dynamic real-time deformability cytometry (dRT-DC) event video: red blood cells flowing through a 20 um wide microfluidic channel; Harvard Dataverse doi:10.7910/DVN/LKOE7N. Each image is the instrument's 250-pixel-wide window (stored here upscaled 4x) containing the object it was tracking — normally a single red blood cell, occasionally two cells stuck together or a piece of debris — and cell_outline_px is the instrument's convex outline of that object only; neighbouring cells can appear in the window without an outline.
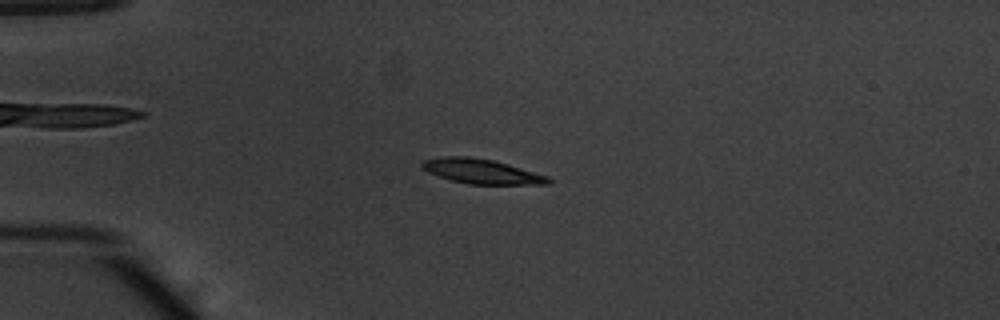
{"species": "common noctule bat (a hibernating species)", "species_latin": "Nyctalus noctula", "temperature_condition": "warm", "stored_images_in_passage": 54, "camera_frame_rate_fps": 3000, "um_per_image_px": 0.085, "animal": {"sex": "male", "body_mass_g": 20.1, "forearm_length_mm": 53.5}, "frame": {"image": 1, "passage_image": 15, "time_ms": 4.667, "image_size_px": [1000, 320], "cell_outline_px": [[552, 180], [548, 184], [468, 184], [452, 180], [428, 172], [420, 164], [420, 160], [444, 156], [468, 156], [496, 160], [548, 176]], "centroid_in_image_um": [40.93, 14.55], "position_along_channel_um": 44.1, "area_um2": 18.21}}
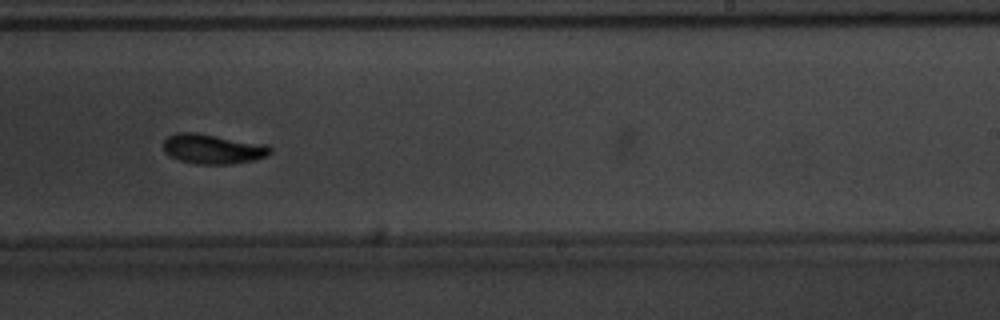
{"frame": {"image": 2, "passage_image": 35, "time_ms": 11.333, "image_size_px": [1000, 320], "cell_outline_px": [[272, 152], [268, 156], [252, 160], [232, 164], [196, 164], [180, 160], [168, 156], [164, 152], [164, 140], [168, 136], [176, 132], [196, 132], [268, 144], [272, 148]], "centroid_in_image_um": [18.1, 12.65], "position_along_channel_um": 270.9, "area_um2": 18.84}}
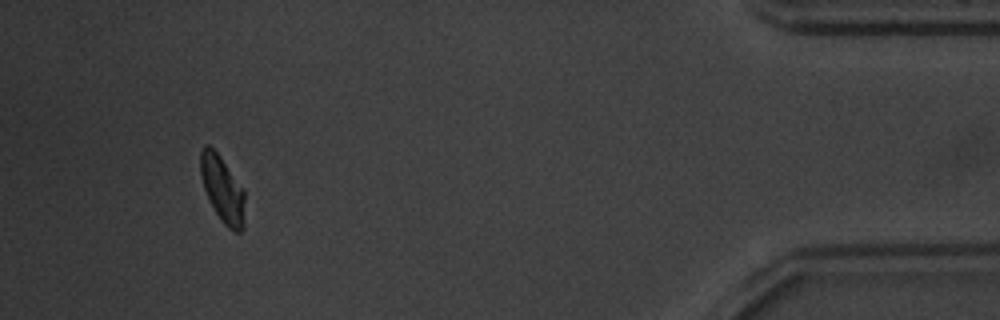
{"frame": {"image": 3, "passage_image": 51, "time_ms": 16.667, "image_size_px": [1000, 320], "cell_outline_px": [[244, 228], [240, 232], [232, 232], [220, 220], [204, 188], [200, 176], [200, 152], [204, 144], [208, 144], [220, 156], [244, 188]], "centroid_in_image_um": [18.92, 16.08], "position_along_channel_um": 416.3, "area_um2": 17.22}, "authors_computed_cell_mechanics": {"area_um2": 17.7157, "velocity_mm_per_s": 3.8484, "shape_relaxation_time_tau1_ms": 2.4907, "shape_relaxation_time_tau2_ms": 5.2358, "deformation_change_tau1": 0.1283, "deformation_change_tau2": 0.0808}}